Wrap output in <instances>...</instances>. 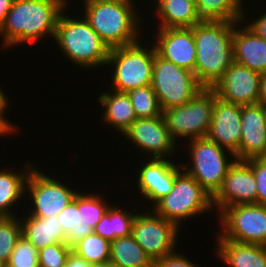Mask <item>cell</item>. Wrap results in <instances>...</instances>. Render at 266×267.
I'll use <instances>...</instances> for the list:
<instances>
[{
  "label": "cell",
  "mask_w": 266,
  "mask_h": 267,
  "mask_svg": "<svg viewBox=\"0 0 266 267\" xmlns=\"http://www.w3.org/2000/svg\"><path fill=\"white\" fill-rule=\"evenodd\" d=\"M6 267H39L38 249L21 237L14 247Z\"/></svg>",
  "instance_id": "33"
},
{
  "label": "cell",
  "mask_w": 266,
  "mask_h": 267,
  "mask_svg": "<svg viewBox=\"0 0 266 267\" xmlns=\"http://www.w3.org/2000/svg\"><path fill=\"white\" fill-rule=\"evenodd\" d=\"M254 172L257 182V204L266 205V157L245 160Z\"/></svg>",
  "instance_id": "36"
},
{
  "label": "cell",
  "mask_w": 266,
  "mask_h": 267,
  "mask_svg": "<svg viewBox=\"0 0 266 267\" xmlns=\"http://www.w3.org/2000/svg\"><path fill=\"white\" fill-rule=\"evenodd\" d=\"M156 53L176 66L194 72L197 50L192 28H158Z\"/></svg>",
  "instance_id": "17"
},
{
  "label": "cell",
  "mask_w": 266,
  "mask_h": 267,
  "mask_svg": "<svg viewBox=\"0 0 266 267\" xmlns=\"http://www.w3.org/2000/svg\"><path fill=\"white\" fill-rule=\"evenodd\" d=\"M34 166L28 165L21 172L0 170V216H15L11 208L18 204L26 193L27 178ZM23 170V171H22ZM16 203V204H15Z\"/></svg>",
  "instance_id": "25"
},
{
  "label": "cell",
  "mask_w": 266,
  "mask_h": 267,
  "mask_svg": "<svg viewBox=\"0 0 266 267\" xmlns=\"http://www.w3.org/2000/svg\"><path fill=\"white\" fill-rule=\"evenodd\" d=\"M84 3V18L110 49L138 42L140 20L133 3Z\"/></svg>",
  "instance_id": "3"
},
{
  "label": "cell",
  "mask_w": 266,
  "mask_h": 267,
  "mask_svg": "<svg viewBox=\"0 0 266 267\" xmlns=\"http://www.w3.org/2000/svg\"><path fill=\"white\" fill-rule=\"evenodd\" d=\"M123 136L154 159H166L165 156H172L177 148L162 115L136 119Z\"/></svg>",
  "instance_id": "14"
},
{
  "label": "cell",
  "mask_w": 266,
  "mask_h": 267,
  "mask_svg": "<svg viewBox=\"0 0 266 267\" xmlns=\"http://www.w3.org/2000/svg\"><path fill=\"white\" fill-rule=\"evenodd\" d=\"M84 2H116V3H133L134 0H84Z\"/></svg>",
  "instance_id": "44"
},
{
  "label": "cell",
  "mask_w": 266,
  "mask_h": 267,
  "mask_svg": "<svg viewBox=\"0 0 266 267\" xmlns=\"http://www.w3.org/2000/svg\"><path fill=\"white\" fill-rule=\"evenodd\" d=\"M153 267H198L185 256L173 252L167 256L153 261Z\"/></svg>",
  "instance_id": "37"
},
{
  "label": "cell",
  "mask_w": 266,
  "mask_h": 267,
  "mask_svg": "<svg viewBox=\"0 0 266 267\" xmlns=\"http://www.w3.org/2000/svg\"><path fill=\"white\" fill-rule=\"evenodd\" d=\"M71 243H56L38 250L39 267H65Z\"/></svg>",
  "instance_id": "34"
},
{
  "label": "cell",
  "mask_w": 266,
  "mask_h": 267,
  "mask_svg": "<svg viewBox=\"0 0 266 267\" xmlns=\"http://www.w3.org/2000/svg\"><path fill=\"white\" fill-rule=\"evenodd\" d=\"M138 179V187L142 196L147 201L153 202V206L167 196L173 189L176 175L182 170L174 161L167 159H147L141 166Z\"/></svg>",
  "instance_id": "19"
},
{
  "label": "cell",
  "mask_w": 266,
  "mask_h": 267,
  "mask_svg": "<svg viewBox=\"0 0 266 267\" xmlns=\"http://www.w3.org/2000/svg\"><path fill=\"white\" fill-rule=\"evenodd\" d=\"M14 0H0V28L3 26L6 15L10 10Z\"/></svg>",
  "instance_id": "41"
},
{
  "label": "cell",
  "mask_w": 266,
  "mask_h": 267,
  "mask_svg": "<svg viewBox=\"0 0 266 267\" xmlns=\"http://www.w3.org/2000/svg\"><path fill=\"white\" fill-rule=\"evenodd\" d=\"M216 253L231 267H266V246L217 239Z\"/></svg>",
  "instance_id": "22"
},
{
  "label": "cell",
  "mask_w": 266,
  "mask_h": 267,
  "mask_svg": "<svg viewBox=\"0 0 266 267\" xmlns=\"http://www.w3.org/2000/svg\"><path fill=\"white\" fill-rule=\"evenodd\" d=\"M213 207L208 192L186 171H180L172 191L159 200L152 211L179 227L181 221L208 212Z\"/></svg>",
  "instance_id": "6"
},
{
  "label": "cell",
  "mask_w": 266,
  "mask_h": 267,
  "mask_svg": "<svg viewBox=\"0 0 266 267\" xmlns=\"http://www.w3.org/2000/svg\"><path fill=\"white\" fill-rule=\"evenodd\" d=\"M156 14L161 21L158 28H192L200 23L195 0H157Z\"/></svg>",
  "instance_id": "23"
},
{
  "label": "cell",
  "mask_w": 266,
  "mask_h": 267,
  "mask_svg": "<svg viewBox=\"0 0 266 267\" xmlns=\"http://www.w3.org/2000/svg\"><path fill=\"white\" fill-rule=\"evenodd\" d=\"M237 27L236 24L233 33L234 62L261 74L266 73V40L246 26Z\"/></svg>",
  "instance_id": "20"
},
{
  "label": "cell",
  "mask_w": 266,
  "mask_h": 267,
  "mask_svg": "<svg viewBox=\"0 0 266 267\" xmlns=\"http://www.w3.org/2000/svg\"><path fill=\"white\" fill-rule=\"evenodd\" d=\"M202 20L242 22L245 10L243 0H195Z\"/></svg>",
  "instance_id": "29"
},
{
  "label": "cell",
  "mask_w": 266,
  "mask_h": 267,
  "mask_svg": "<svg viewBox=\"0 0 266 267\" xmlns=\"http://www.w3.org/2000/svg\"><path fill=\"white\" fill-rule=\"evenodd\" d=\"M224 232L217 239L266 246V205L241 204L218 213Z\"/></svg>",
  "instance_id": "10"
},
{
  "label": "cell",
  "mask_w": 266,
  "mask_h": 267,
  "mask_svg": "<svg viewBox=\"0 0 266 267\" xmlns=\"http://www.w3.org/2000/svg\"><path fill=\"white\" fill-rule=\"evenodd\" d=\"M16 128L13 123L9 122L8 119L5 118V115L0 112V136H4L5 134H10L11 131H16Z\"/></svg>",
  "instance_id": "40"
},
{
  "label": "cell",
  "mask_w": 266,
  "mask_h": 267,
  "mask_svg": "<svg viewBox=\"0 0 266 267\" xmlns=\"http://www.w3.org/2000/svg\"><path fill=\"white\" fill-rule=\"evenodd\" d=\"M26 217L20 219L22 237L38 250L56 243H71V240L64 234L62 227L59 225L56 215L51 217L28 215Z\"/></svg>",
  "instance_id": "21"
},
{
  "label": "cell",
  "mask_w": 266,
  "mask_h": 267,
  "mask_svg": "<svg viewBox=\"0 0 266 267\" xmlns=\"http://www.w3.org/2000/svg\"><path fill=\"white\" fill-rule=\"evenodd\" d=\"M137 119L153 118L162 115L157 96L151 85L132 89L127 92Z\"/></svg>",
  "instance_id": "31"
},
{
  "label": "cell",
  "mask_w": 266,
  "mask_h": 267,
  "mask_svg": "<svg viewBox=\"0 0 266 267\" xmlns=\"http://www.w3.org/2000/svg\"><path fill=\"white\" fill-rule=\"evenodd\" d=\"M32 168L26 182V192L30 194L34 207L29 215L48 217L59 214L76 196L78 191L65 183L55 180L43 172ZM54 178V179H53Z\"/></svg>",
  "instance_id": "12"
},
{
  "label": "cell",
  "mask_w": 266,
  "mask_h": 267,
  "mask_svg": "<svg viewBox=\"0 0 266 267\" xmlns=\"http://www.w3.org/2000/svg\"><path fill=\"white\" fill-rule=\"evenodd\" d=\"M22 237L20 219L16 216L0 217V260L7 263L16 246Z\"/></svg>",
  "instance_id": "32"
},
{
  "label": "cell",
  "mask_w": 266,
  "mask_h": 267,
  "mask_svg": "<svg viewBox=\"0 0 266 267\" xmlns=\"http://www.w3.org/2000/svg\"><path fill=\"white\" fill-rule=\"evenodd\" d=\"M90 267H112L109 262L101 264H90Z\"/></svg>",
  "instance_id": "45"
},
{
  "label": "cell",
  "mask_w": 266,
  "mask_h": 267,
  "mask_svg": "<svg viewBox=\"0 0 266 267\" xmlns=\"http://www.w3.org/2000/svg\"><path fill=\"white\" fill-rule=\"evenodd\" d=\"M7 94H4L0 88V112L4 115L6 108H8V98L6 97Z\"/></svg>",
  "instance_id": "43"
},
{
  "label": "cell",
  "mask_w": 266,
  "mask_h": 267,
  "mask_svg": "<svg viewBox=\"0 0 266 267\" xmlns=\"http://www.w3.org/2000/svg\"><path fill=\"white\" fill-rule=\"evenodd\" d=\"M123 211L113 204L92 230L104 239L112 242L117 238L131 235L132 223L136 214Z\"/></svg>",
  "instance_id": "28"
},
{
  "label": "cell",
  "mask_w": 266,
  "mask_h": 267,
  "mask_svg": "<svg viewBox=\"0 0 266 267\" xmlns=\"http://www.w3.org/2000/svg\"><path fill=\"white\" fill-rule=\"evenodd\" d=\"M259 103L266 105V73H263L260 78Z\"/></svg>",
  "instance_id": "42"
},
{
  "label": "cell",
  "mask_w": 266,
  "mask_h": 267,
  "mask_svg": "<svg viewBox=\"0 0 266 267\" xmlns=\"http://www.w3.org/2000/svg\"><path fill=\"white\" fill-rule=\"evenodd\" d=\"M214 107V90L203 88L189 102L184 105L167 108L162 111L166 127L171 137H185L193 140L206 137L210 128Z\"/></svg>",
  "instance_id": "8"
},
{
  "label": "cell",
  "mask_w": 266,
  "mask_h": 267,
  "mask_svg": "<svg viewBox=\"0 0 266 267\" xmlns=\"http://www.w3.org/2000/svg\"><path fill=\"white\" fill-rule=\"evenodd\" d=\"M110 91L99 96L100 104L105 107L102 119L123 135L137 117L127 92Z\"/></svg>",
  "instance_id": "24"
},
{
  "label": "cell",
  "mask_w": 266,
  "mask_h": 267,
  "mask_svg": "<svg viewBox=\"0 0 266 267\" xmlns=\"http://www.w3.org/2000/svg\"><path fill=\"white\" fill-rule=\"evenodd\" d=\"M109 263L112 267H153L152 259L132 235L111 242Z\"/></svg>",
  "instance_id": "26"
},
{
  "label": "cell",
  "mask_w": 266,
  "mask_h": 267,
  "mask_svg": "<svg viewBox=\"0 0 266 267\" xmlns=\"http://www.w3.org/2000/svg\"><path fill=\"white\" fill-rule=\"evenodd\" d=\"M137 214L132 223L131 235L145 253L155 261L175 252L179 228L154 211Z\"/></svg>",
  "instance_id": "11"
},
{
  "label": "cell",
  "mask_w": 266,
  "mask_h": 267,
  "mask_svg": "<svg viewBox=\"0 0 266 267\" xmlns=\"http://www.w3.org/2000/svg\"><path fill=\"white\" fill-rule=\"evenodd\" d=\"M0 267H6V263L0 260Z\"/></svg>",
  "instance_id": "46"
},
{
  "label": "cell",
  "mask_w": 266,
  "mask_h": 267,
  "mask_svg": "<svg viewBox=\"0 0 266 267\" xmlns=\"http://www.w3.org/2000/svg\"><path fill=\"white\" fill-rule=\"evenodd\" d=\"M63 10L57 20L54 40L64 56L86 69L106 65L110 48L84 18L66 16Z\"/></svg>",
  "instance_id": "4"
},
{
  "label": "cell",
  "mask_w": 266,
  "mask_h": 267,
  "mask_svg": "<svg viewBox=\"0 0 266 267\" xmlns=\"http://www.w3.org/2000/svg\"><path fill=\"white\" fill-rule=\"evenodd\" d=\"M188 145L192 166L191 168L183 164L181 166L186 168L185 171L213 197L222 186L229 167L236 159L227 161L230 157H227L224 148L207 137L190 140Z\"/></svg>",
  "instance_id": "9"
},
{
  "label": "cell",
  "mask_w": 266,
  "mask_h": 267,
  "mask_svg": "<svg viewBox=\"0 0 266 267\" xmlns=\"http://www.w3.org/2000/svg\"><path fill=\"white\" fill-rule=\"evenodd\" d=\"M65 267H90V264L76 256L73 252H71V254L68 256Z\"/></svg>",
  "instance_id": "39"
},
{
  "label": "cell",
  "mask_w": 266,
  "mask_h": 267,
  "mask_svg": "<svg viewBox=\"0 0 266 267\" xmlns=\"http://www.w3.org/2000/svg\"><path fill=\"white\" fill-rule=\"evenodd\" d=\"M244 26L250 29L258 37L266 40V13L262 14L258 19L256 18V20Z\"/></svg>",
  "instance_id": "38"
},
{
  "label": "cell",
  "mask_w": 266,
  "mask_h": 267,
  "mask_svg": "<svg viewBox=\"0 0 266 267\" xmlns=\"http://www.w3.org/2000/svg\"><path fill=\"white\" fill-rule=\"evenodd\" d=\"M149 48V49H148ZM155 46L143 47L136 43L110 49L107 65H114L112 90L128 92L151 85Z\"/></svg>",
  "instance_id": "5"
},
{
  "label": "cell",
  "mask_w": 266,
  "mask_h": 267,
  "mask_svg": "<svg viewBox=\"0 0 266 267\" xmlns=\"http://www.w3.org/2000/svg\"><path fill=\"white\" fill-rule=\"evenodd\" d=\"M72 252L89 264L109 262L111 242L93 231H84L71 240Z\"/></svg>",
  "instance_id": "27"
},
{
  "label": "cell",
  "mask_w": 266,
  "mask_h": 267,
  "mask_svg": "<svg viewBox=\"0 0 266 267\" xmlns=\"http://www.w3.org/2000/svg\"><path fill=\"white\" fill-rule=\"evenodd\" d=\"M257 189L250 165L245 160L236 159L229 167L222 186L212 197V205L221 212L233 205L257 204Z\"/></svg>",
  "instance_id": "13"
},
{
  "label": "cell",
  "mask_w": 266,
  "mask_h": 267,
  "mask_svg": "<svg viewBox=\"0 0 266 267\" xmlns=\"http://www.w3.org/2000/svg\"><path fill=\"white\" fill-rule=\"evenodd\" d=\"M73 200L78 204L82 215L83 232L92 231L110 207L100 195L91 193L88 195L78 192Z\"/></svg>",
  "instance_id": "30"
},
{
  "label": "cell",
  "mask_w": 266,
  "mask_h": 267,
  "mask_svg": "<svg viewBox=\"0 0 266 267\" xmlns=\"http://www.w3.org/2000/svg\"><path fill=\"white\" fill-rule=\"evenodd\" d=\"M56 216L64 234L70 240L83 232L82 215L79 212L78 204L74 200Z\"/></svg>",
  "instance_id": "35"
},
{
  "label": "cell",
  "mask_w": 266,
  "mask_h": 267,
  "mask_svg": "<svg viewBox=\"0 0 266 267\" xmlns=\"http://www.w3.org/2000/svg\"><path fill=\"white\" fill-rule=\"evenodd\" d=\"M67 3V0H14L0 28L5 48L38 42L46 34L54 39L58 17Z\"/></svg>",
  "instance_id": "2"
},
{
  "label": "cell",
  "mask_w": 266,
  "mask_h": 267,
  "mask_svg": "<svg viewBox=\"0 0 266 267\" xmlns=\"http://www.w3.org/2000/svg\"><path fill=\"white\" fill-rule=\"evenodd\" d=\"M266 157V116L263 104L241 106L238 160Z\"/></svg>",
  "instance_id": "18"
},
{
  "label": "cell",
  "mask_w": 266,
  "mask_h": 267,
  "mask_svg": "<svg viewBox=\"0 0 266 267\" xmlns=\"http://www.w3.org/2000/svg\"><path fill=\"white\" fill-rule=\"evenodd\" d=\"M241 22L202 20L193 29L197 56L194 76L211 88L234 62L233 33Z\"/></svg>",
  "instance_id": "1"
},
{
  "label": "cell",
  "mask_w": 266,
  "mask_h": 267,
  "mask_svg": "<svg viewBox=\"0 0 266 267\" xmlns=\"http://www.w3.org/2000/svg\"><path fill=\"white\" fill-rule=\"evenodd\" d=\"M206 137L218 146L226 148L238 160L241 140V106L222 101L214 91V107L210 128Z\"/></svg>",
  "instance_id": "16"
},
{
  "label": "cell",
  "mask_w": 266,
  "mask_h": 267,
  "mask_svg": "<svg viewBox=\"0 0 266 267\" xmlns=\"http://www.w3.org/2000/svg\"><path fill=\"white\" fill-rule=\"evenodd\" d=\"M152 73L151 86L162 111L186 104L204 88L194 72L164 60L156 52Z\"/></svg>",
  "instance_id": "7"
},
{
  "label": "cell",
  "mask_w": 266,
  "mask_h": 267,
  "mask_svg": "<svg viewBox=\"0 0 266 267\" xmlns=\"http://www.w3.org/2000/svg\"><path fill=\"white\" fill-rule=\"evenodd\" d=\"M261 75L233 62L211 88L222 101L240 106L258 104Z\"/></svg>",
  "instance_id": "15"
}]
</instances>
